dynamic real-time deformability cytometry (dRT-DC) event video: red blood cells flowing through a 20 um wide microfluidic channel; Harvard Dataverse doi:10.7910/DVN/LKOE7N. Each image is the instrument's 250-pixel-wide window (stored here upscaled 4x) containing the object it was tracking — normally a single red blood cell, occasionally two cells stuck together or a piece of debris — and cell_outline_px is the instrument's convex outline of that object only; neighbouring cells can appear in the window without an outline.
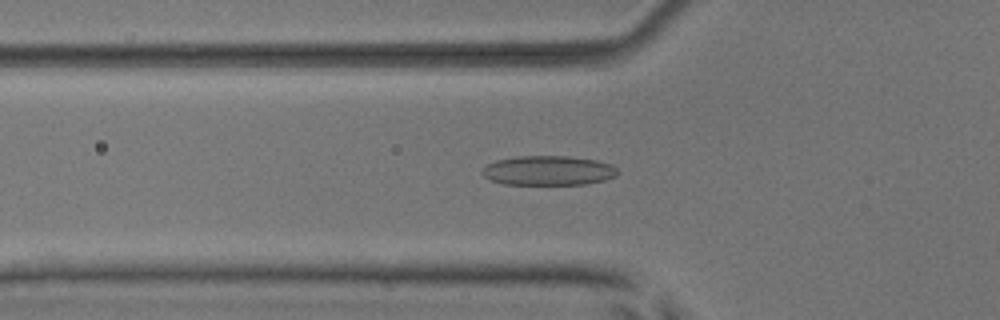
{"species": "common noctule bat (a hibernating species)", "species_latin": "Nyctalus noctula", "temperature_condition": "room temperature", "stored_images_in_passage": 53, "camera_frame_rate_fps": 3000, "um_per_image_px": 0.085, "animal": {"sex": "male", "body_mass_g": 17.9, "forearm_length_mm": 54.2}, "frame": {"image": 1, "passage_image": 19, "time_ms": 6.0, "image_size_px": [1000, 320], "cell_outline_px": [[616, 176], [604, 180], [584, 184], [504, 184], [492, 180], [484, 176], [480, 172], [488, 164], [496, 160], [516, 156], [568, 156], [596, 160], [612, 164], [616, 168]], "centroid_in_image_um": [46.6, 14.49], "position_along_channel_um": 79.2, "area_um2": 23.18}}
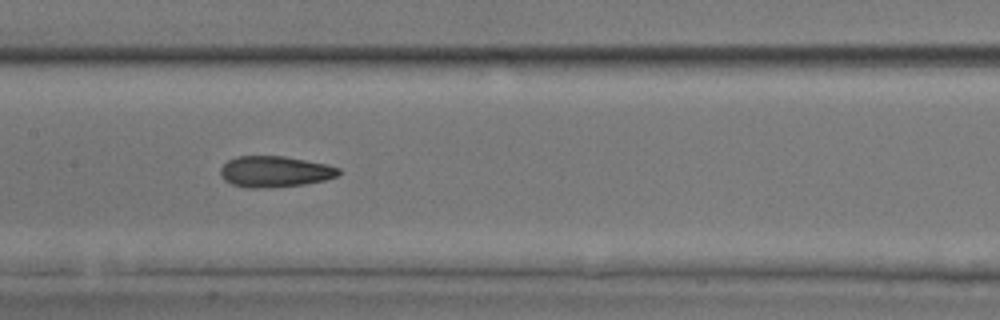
{"frame": {"image": 2, "passage_image": 27, "time_ms": 8.667, "image_size_px": [1000, 320], "cell_outline_px": [[340, 172], [336, 176], [324, 180], [304, 184], [260, 188], [248, 188], [232, 184], [224, 180], [220, 172], [220, 168], [228, 160], [236, 156], [284, 156], [328, 164], [340, 168]], "centroid_in_image_um": [23.35, 14.57], "position_along_channel_um": 184.1, "area_um2": 21.33}}
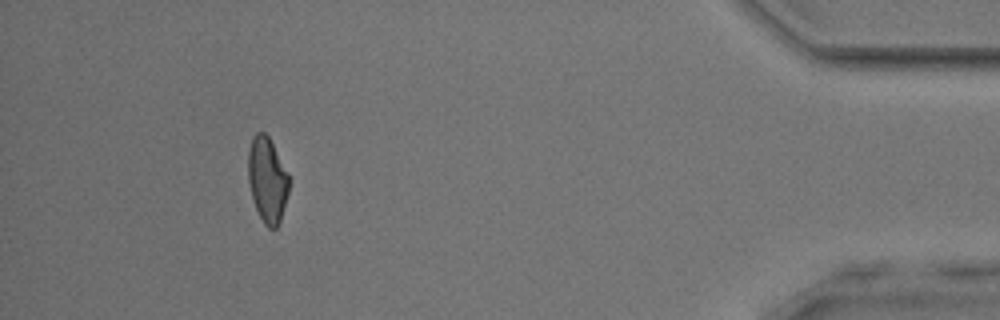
{"frame": {"image": 3, "passage_image": 49, "time_ms": 16.0, "image_size_px": [1000, 320], "cell_outline_px": [[288, 192], [280, 220], [276, 228], [268, 228], [264, 224], [256, 208], [252, 196], [248, 180], [248, 148], [252, 136], [256, 132], [264, 132], [268, 136], [288, 176]], "centroid_in_image_um": [22.68, 15.27], "position_along_channel_um": 412.5, "area_um2": 19.83}, "authors_computed_cell_mechanics": {"area_um2": 21.5016, "velocity_mm_per_s": 3.9175, "shape_relaxation_time_tau1_ms": 6.6034, "shape_relaxation_time_tau2_ms": 2.5832, "deformation_change_tau1": 0.1669, "deformation_change_tau2": 0.0955}}